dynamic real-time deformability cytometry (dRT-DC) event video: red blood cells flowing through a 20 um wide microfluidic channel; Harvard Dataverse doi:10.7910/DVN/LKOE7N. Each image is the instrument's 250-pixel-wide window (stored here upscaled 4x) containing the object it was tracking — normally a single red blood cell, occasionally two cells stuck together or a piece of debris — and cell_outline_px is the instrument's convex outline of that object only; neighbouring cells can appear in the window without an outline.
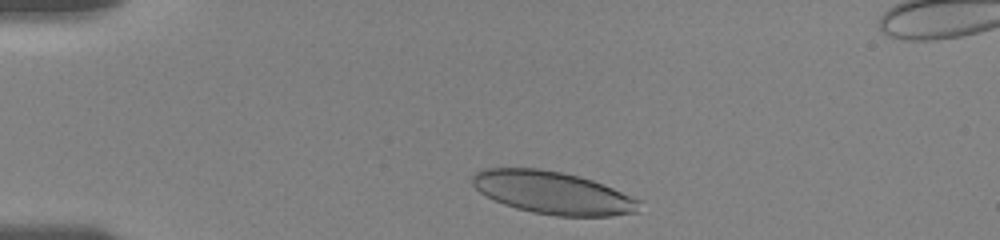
{"species": "human", "species_latin": "Homo sapiens", "temperature_condition": "room temperature", "stored_images_in_passage": 37, "camera_frame_rate_fps": 3000, "um_per_image_px": 0.085, "donor": {"sex": "female"}, "frame": {"image": 1, "passage_image": 2, "time_ms": 0.333, "image_size_px": [1000, 240], "cell_outline_px": [[640, 212], [612, 216], [556, 216], [532, 212], [516, 208], [504, 204], [480, 192], [472, 184], [472, 176], [476, 172], [484, 168], [540, 168], [564, 172], [580, 176], [592, 180], [612, 188], [640, 200]], "centroid_in_image_um": [47.0, 16.38], "position_along_channel_um": 38.0, "area_um2": 41.44}}
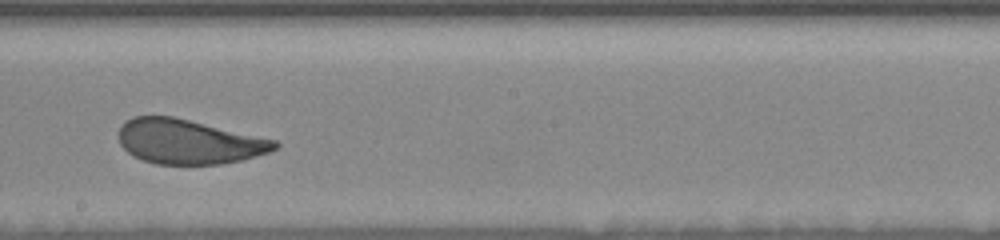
{"frame": {"image": 2, "passage_image": 22, "time_ms": 7.0, "image_size_px": [1000, 240], "cell_outline_px": [[280, 144], [276, 148], [268, 152], [244, 160], [220, 164], [156, 164], [132, 156], [120, 144], [120, 128], [124, 120], [132, 116], [172, 116], [276, 140]], "centroid_in_image_um": [16.02, 12.04], "position_along_channel_um": 232.2, "area_um2": 40.4}}
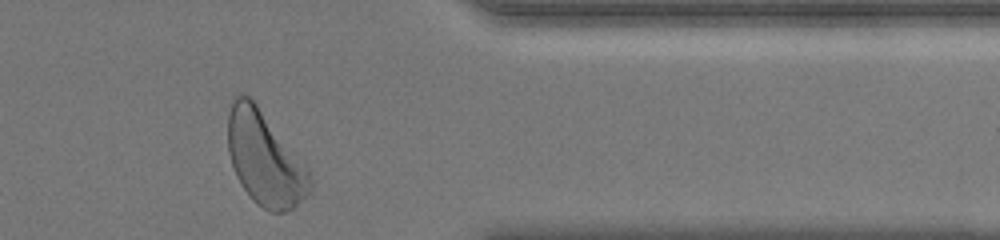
{"frame": {"image": 3, "passage_image": 36, "time_ms": 11.667, "image_size_px": [1000, 240], "cell_outline_px": [[312, 188], [292, 208], [284, 212], [272, 212], [256, 204], [252, 200], [240, 184], [236, 176], [228, 152], [228, 112], [232, 96], [236, 92], [240, 92], [248, 96], [256, 104], [308, 168], [312, 180]], "centroid_in_image_um": [22.47, 13.46], "position_along_channel_um": 388.9, "area_um2": 44.62}, "authors_computed_cell_mechanics": {"area_um2": 42.3674, "velocity_mm_per_s": 3.5895, "shape_relaxation_time_tau1_ms": 3.4711, "shape_relaxation_time_tau2_ms": 0.8198, "deformation_change_tau1": 0.1328, "deformation_change_tau2": 0.0639}}